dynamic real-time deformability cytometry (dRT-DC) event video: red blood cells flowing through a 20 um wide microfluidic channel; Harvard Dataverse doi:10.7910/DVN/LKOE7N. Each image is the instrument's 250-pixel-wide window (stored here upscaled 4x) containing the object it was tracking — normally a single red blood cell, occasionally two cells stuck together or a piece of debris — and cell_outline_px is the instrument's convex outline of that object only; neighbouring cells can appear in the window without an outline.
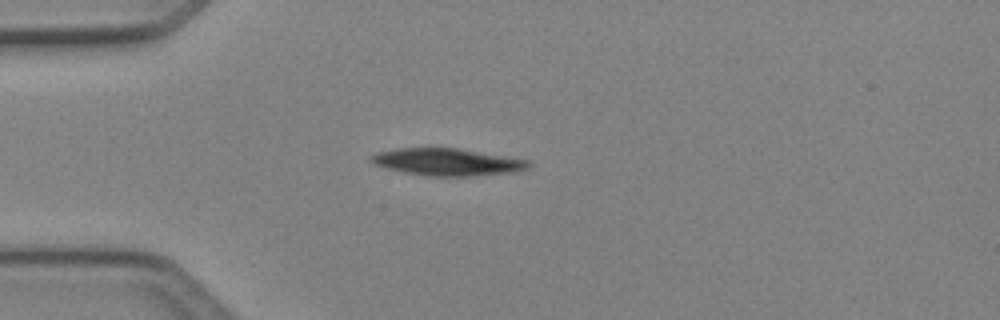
{"species": "Egyptian fruit bat (a non-hibernating species)", "species_latin": "Rousettus aegyptiacus", "temperature_condition": "cold", "stored_images_in_passage": 1, "camera_frame_rate_fps": 3000, "um_per_image_px": 0.085, "animal": {"sex": "female"}, "frame": {"image": 1, "passage_image": 1, "time_ms": 0.0, "image_size_px": [1000, 320], "cell_outline_px": [[532, 164], [528, 168], [516, 172], [472, 176], [432, 176], [404, 172], [372, 164], [368, 160], [368, 156], [376, 152], [396, 148], [460, 148], [528, 160]], "centroid_in_image_um": [37.99, 13.76], "position_along_channel_um": 47.0, "area_um2": 25.09}}